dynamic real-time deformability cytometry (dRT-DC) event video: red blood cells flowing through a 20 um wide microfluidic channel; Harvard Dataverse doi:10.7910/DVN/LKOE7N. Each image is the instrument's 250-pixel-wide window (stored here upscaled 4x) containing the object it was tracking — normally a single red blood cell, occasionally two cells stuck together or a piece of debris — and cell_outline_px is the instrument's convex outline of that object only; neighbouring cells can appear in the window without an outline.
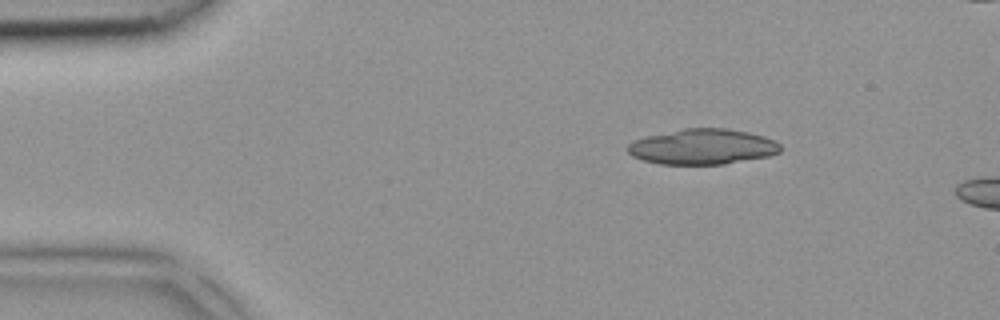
{"species": "common noctule bat (a hibernating species)", "species_latin": "Nyctalus noctula", "temperature_condition": "room temperature", "stored_images_in_passage": 2, "camera_frame_rate_fps": 3000, "um_per_image_px": 0.085, "animal": {"sex": "female", "body_mass_g": 18.4}, "frame": {"image": 1, "passage_image": 1, "time_ms": 0.0, "image_size_px": [1000, 320], "cell_outline_px": [[780, 152], [768, 156], [724, 164], [660, 164], [644, 160], [632, 156], [624, 148], [628, 144], [636, 140], [648, 136], [684, 128], [728, 128], [748, 132], [764, 136], [780, 144]], "centroid_in_image_um": [59.71, 12.47], "position_along_channel_um": 25.3, "area_um2": 31.39}}